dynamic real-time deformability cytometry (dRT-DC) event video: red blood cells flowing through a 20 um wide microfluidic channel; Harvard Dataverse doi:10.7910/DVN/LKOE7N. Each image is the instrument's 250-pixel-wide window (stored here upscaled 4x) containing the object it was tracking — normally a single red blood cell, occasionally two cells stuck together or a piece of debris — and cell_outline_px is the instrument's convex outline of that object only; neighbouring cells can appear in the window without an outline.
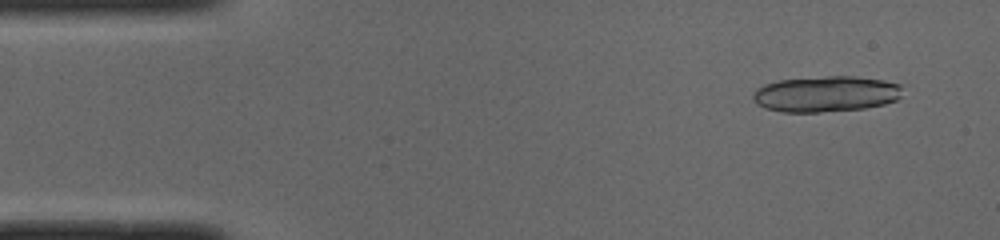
{"species": "common noctule bat (a hibernating species)", "species_latin": "Nyctalus noctula", "temperature_condition": "cold", "stored_images_in_passage": 16, "camera_frame_rate_fps": 3000, "um_per_image_px": 0.085, "animal": {"sex": "male", "body_mass_g": 19.0, "forearm_length_mm": 50.8}, "frame": {"image": 1, "passage_image": 4, "time_ms": 1.0, "image_size_px": [1000, 240], "cell_outline_px": [[904, 84], [900, 96], [896, 100], [884, 104], [864, 108], [820, 112], [784, 112], [764, 108], [756, 104], [752, 100], [752, 92], [756, 88], [764, 84], [780, 80], [824, 76], [856, 76], [884, 80]], "centroid_in_image_um": [70.19, 7.98], "position_along_channel_um": 14.8, "area_um2": 31.62}}